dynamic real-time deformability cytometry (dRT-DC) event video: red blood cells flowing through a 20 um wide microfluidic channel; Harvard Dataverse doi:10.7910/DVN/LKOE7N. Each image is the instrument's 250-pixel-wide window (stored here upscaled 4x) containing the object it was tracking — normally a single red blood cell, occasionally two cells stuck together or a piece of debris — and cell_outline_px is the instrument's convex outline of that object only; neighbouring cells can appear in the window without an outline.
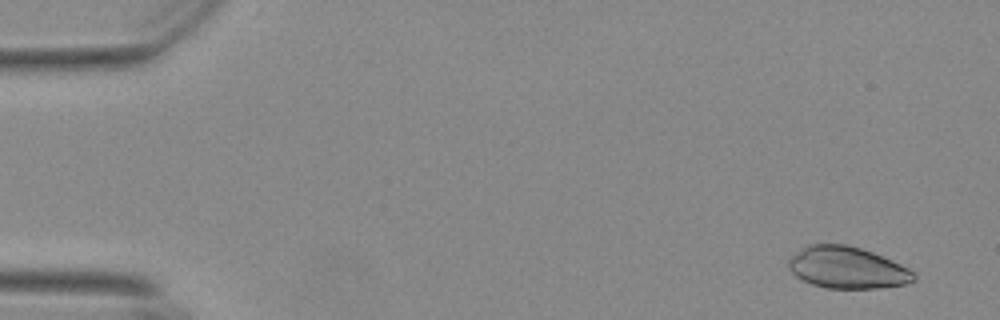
{"species": "Egyptian fruit bat (a non-hibernating species)", "species_latin": "Rousettus aegyptiacus", "temperature_condition": "warm", "stored_images_in_passage": 55, "camera_frame_rate_fps": 3000, "um_per_image_px": 0.085, "animal": {"sex": "female"}, "frame": {"image": 1, "passage_image": 4, "time_ms": 1.0, "image_size_px": [1000, 320], "cell_outline_px": [[916, 280], [904, 284], [876, 288], [824, 288], [812, 284], [796, 276], [788, 268], [788, 260], [792, 256], [808, 244], [848, 244], [872, 252], [892, 260], [908, 268], [916, 276]], "centroid_in_image_um": [72.0, 22.75], "position_along_channel_um": 13.0, "area_um2": 30.29}}
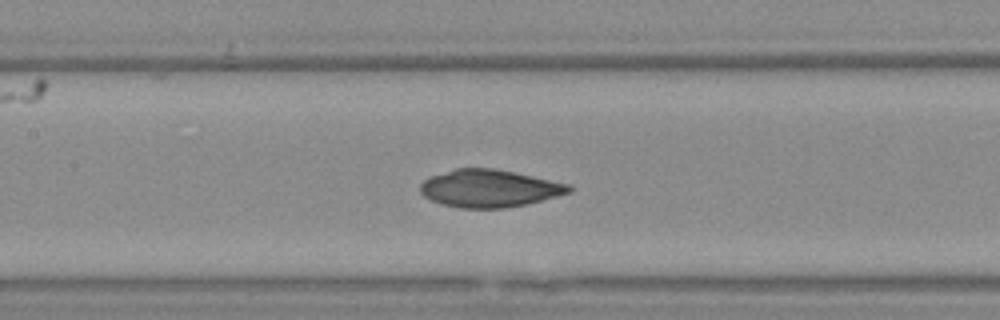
{"frame": {"image": 2, "passage_image": 27, "time_ms": 8.667, "image_size_px": [1000, 320], "cell_outline_px": [[572, 192], [524, 204], [504, 208], [460, 208], [444, 204], [432, 200], [424, 196], [420, 192], [420, 184], [424, 180], [432, 176], [456, 168], [492, 168], [572, 184]], "centroid_in_image_um": [41.6, 16.01], "position_along_channel_um": 165.8, "area_um2": 32.14}}
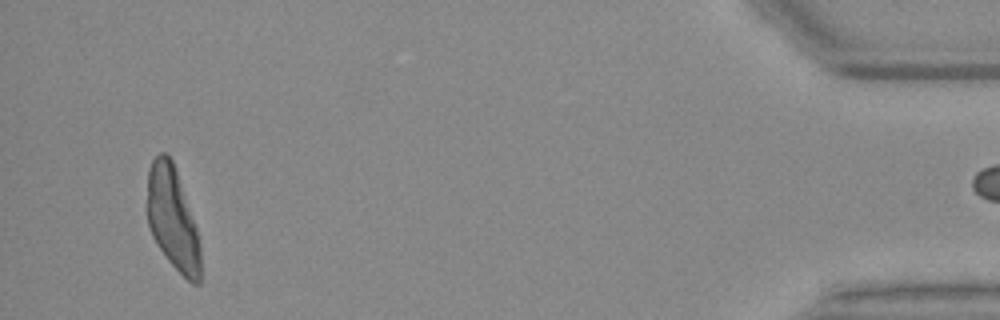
{"frame": {"image": 3, "passage_image": 54, "time_ms": 17.667, "image_size_px": [1000, 320], "cell_outline_px": [[200, 284], [192, 284], [168, 260], [156, 244], [152, 236], [148, 224], [148, 168], [152, 160], [160, 152], [164, 152], [172, 160], [196, 228], [200, 244]], "centroid_in_image_um": [14.66, 18.6], "position_along_channel_um": 420.5, "area_um2": 31.39}}